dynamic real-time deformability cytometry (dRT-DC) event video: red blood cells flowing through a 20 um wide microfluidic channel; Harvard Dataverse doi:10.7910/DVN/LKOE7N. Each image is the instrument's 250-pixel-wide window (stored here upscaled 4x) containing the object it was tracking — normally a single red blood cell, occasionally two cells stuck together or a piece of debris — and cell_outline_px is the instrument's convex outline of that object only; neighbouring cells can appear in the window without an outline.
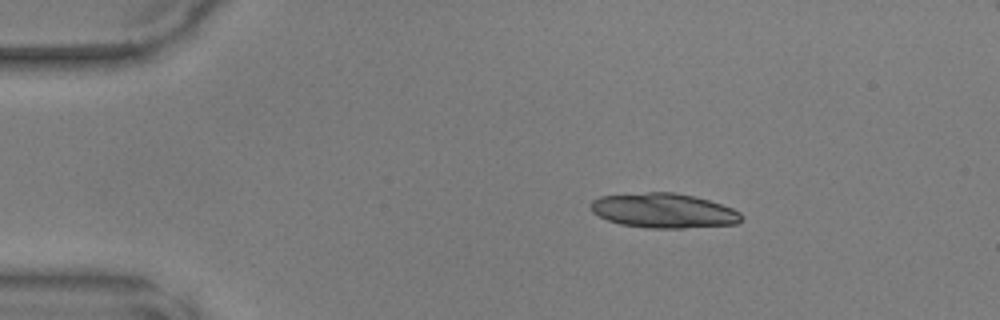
{"species": "common noctule bat (a hibernating species)", "species_latin": "Nyctalus noctula", "temperature_condition": "warm", "stored_images_in_passage": 9, "camera_frame_rate_fps": 3000, "um_per_image_px": 0.085, "animal": {"sex": "male", "body_mass_g": 17.9, "forearm_length_mm": 54.2}, "frame": {"image": 1, "passage_image": 1, "time_ms": 0.0, "image_size_px": [1000, 320], "cell_outline_px": [[744, 220], [736, 224], [684, 228], [648, 228], [620, 224], [608, 220], [592, 212], [592, 200], [600, 196], [648, 192], [672, 192], [692, 196], [708, 200], [732, 208], [740, 212], [744, 216]], "centroid_in_image_um": [56.45, 17.91], "position_along_channel_um": 28.6, "area_um2": 30.35}}